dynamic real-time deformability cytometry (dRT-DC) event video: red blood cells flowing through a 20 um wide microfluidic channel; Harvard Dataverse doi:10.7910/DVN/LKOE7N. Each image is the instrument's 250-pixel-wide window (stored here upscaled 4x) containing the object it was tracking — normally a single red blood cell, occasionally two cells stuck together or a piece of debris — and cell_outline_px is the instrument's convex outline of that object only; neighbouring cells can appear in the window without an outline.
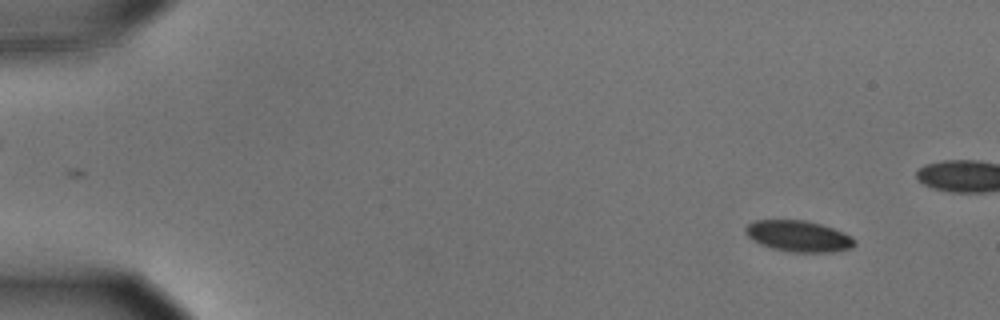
{"species": "common noctule bat (a hibernating species)", "species_latin": "Nyctalus noctula", "temperature_condition": "cold", "stored_images_in_passage": 15, "camera_frame_rate_fps": 3000, "um_per_image_px": 0.085, "animal": {"sex": "male", "body_mass_g": 15.6}, "frame": {"image": 1, "passage_image": 5, "time_ms": 1.333, "image_size_px": [1000, 320], "cell_outline_px": [[856, 244], [852, 248], [832, 252], [788, 252], [772, 248], [760, 244], [752, 240], [744, 232], [744, 228], [752, 220], [804, 220], [820, 224], [844, 232], [852, 236], [856, 240]], "centroid_in_image_um": [67.87, 20.07], "position_along_channel_um": 17.1, "area_um2": 20.0}}